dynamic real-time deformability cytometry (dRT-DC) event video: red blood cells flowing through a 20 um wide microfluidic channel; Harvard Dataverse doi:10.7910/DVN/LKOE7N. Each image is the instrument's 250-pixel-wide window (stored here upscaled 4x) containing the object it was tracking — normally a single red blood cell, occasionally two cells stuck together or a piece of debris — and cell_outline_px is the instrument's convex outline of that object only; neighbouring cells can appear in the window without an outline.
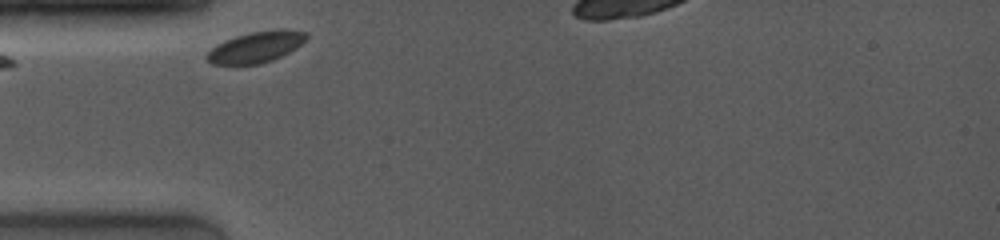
{"species": "common noctule bat (a hibernating species)", "species_latin": "Nyctalus noctula", "temperature_condition": "room temperature", "stored_images_in_passage": 3, "camera_frame_rate_fps": 4000, "um_per_image_px": 0.085, "animal": {"sex": "female", "body_mass_g": 19.0, "forearm_length_mm": 53.3}, "frame": {"image": 1, "passage_image": 1, "time_ms": 0.0, "image_size_px": [1000, 240], "cell_outline_px": [[308, 36], [296, 48], [272, 60], [260, 64], [212, 64], [204, 56], [216, 44], [224, 40], [236, 36], [252, 32], [280, 28], [308, 32]], "centroid_in_image_um": [21.75, 3.99], "position_along_channel_um": 63.2, "area_um2": 17.92}}